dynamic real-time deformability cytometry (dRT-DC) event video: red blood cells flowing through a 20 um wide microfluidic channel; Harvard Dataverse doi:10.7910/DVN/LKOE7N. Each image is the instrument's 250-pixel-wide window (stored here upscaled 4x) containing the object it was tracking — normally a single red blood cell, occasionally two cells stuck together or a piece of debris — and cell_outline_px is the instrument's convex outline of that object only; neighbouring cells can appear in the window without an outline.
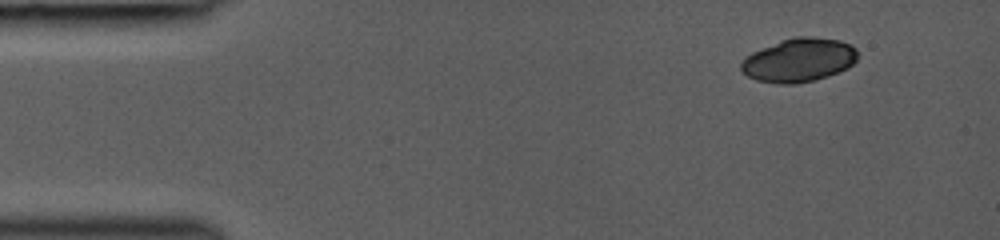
{"species": "common noctule bat (a hibernating species)", "species_latin": "Nyctalus noctula", "temperature_condition": "room temperature", "stored_images_in_passage": 21, "camera_frame_rate_fps": 3000, "um_per_image_px": 0.085, "animal": {"sex": "female", "body_mass_g": 19.0, "forearm_length_mm": 53.3}, "frame": {"image": 1, "passage_image": 1, "time_ms": 0.0, "image_size_px": [1000, 240], "cell_outline_px": [[856, 60], [848, 68], [828, 76], [796, 84], [776, 84], [756, 80], [748, 76], [740, 68], [740, 64], [752, 52], [784, 40], [796, 36], [808, 36], [840, 40], [852, 44], [856, 48]], "centroid_in_image_um": [67.93, 5.11], "position_along_channel_um": 17.1, "area_um2": 29.42}}
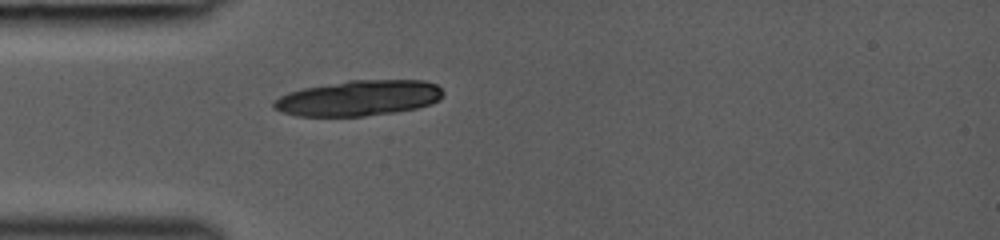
{"frame": {"image": 2, "passage_image": 14, "time_ms": 3.0, "image_size_px": [1000, 240], "cell_outline_px": [[444, 92], [440, 100], [432, 104], [416, 108], [396, 112], [364, 116], [296, 116], [272, 108], [272, 100], [288, 92], [304, 88], [348, 80], [424, 80], [436, 84]], "centroid_in_image_um": [30.49, 8.34], "position_along_channel_um": 54.5, "area_um2": 35.26}}